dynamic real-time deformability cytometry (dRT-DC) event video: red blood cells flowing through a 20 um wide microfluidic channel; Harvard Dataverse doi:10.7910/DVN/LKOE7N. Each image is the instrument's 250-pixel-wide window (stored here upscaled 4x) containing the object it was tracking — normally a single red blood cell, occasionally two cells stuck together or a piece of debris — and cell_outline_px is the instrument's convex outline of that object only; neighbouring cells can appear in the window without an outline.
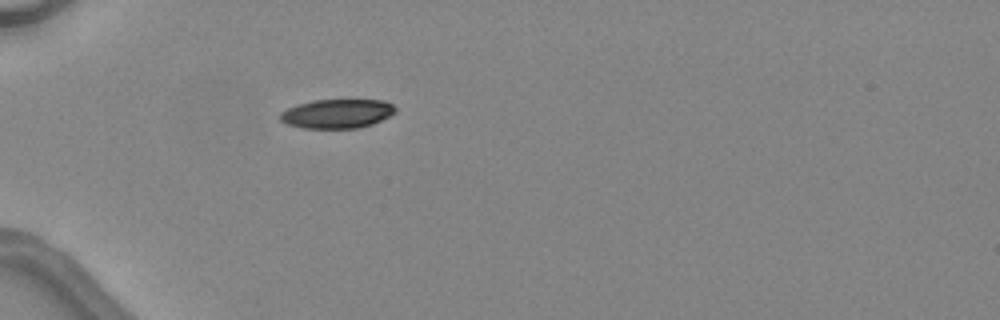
{"species": "common noctule bat (a hibernating species)", "species_latin": "Nyctalus noctula", "temperature_condition": "warm", "stored_images_in_passage": 1, "camera_frame_rate_fps": 3000, "um_per_image_px": 0.085, "animal": {"sex": "female", "body_mass_g": 24.6, "forearm_length_mm": 56.2}, "frame": {"image": 1, "passage_image": 1, "time_ms": 0.0, "image_size_px": [1000, 320], "cell_outline_px": [[396, 112], [392, 116], [372, 124], [360, 128], [300, 128], [288, 124], [280, 120], [280, 112], [288, 108], [312, 100], [384, 100], [392, 104], [396, 108]], "centroid_in_image_um": [28.69, 9.66], "position_along_channel_um": 56.3, "area_um2": 19.65}}